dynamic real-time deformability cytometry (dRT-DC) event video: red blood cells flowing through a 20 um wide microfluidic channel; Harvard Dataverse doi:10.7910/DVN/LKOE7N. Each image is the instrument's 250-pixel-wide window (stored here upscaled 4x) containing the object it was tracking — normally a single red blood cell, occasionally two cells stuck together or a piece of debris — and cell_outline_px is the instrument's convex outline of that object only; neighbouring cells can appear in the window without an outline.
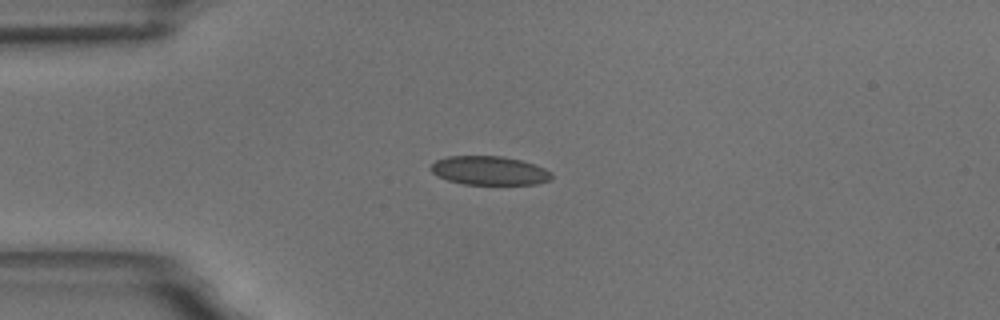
{"species": "common noctule bat (a hibernating species)", "species_latin": "Nyctalus noctula", "temperature_condition": "room temperature", "stored_images_in_passage": 9, "camera_frame_rate_fps": 3000, "um_per_image_px": 0.085, "animal": {"sex": "male", "body_mass_g": 18.8}, "frame": {"image": 1, "passage_image": 3, "time_ms": 2.333, "image_size_px": [1000, 320], "cell_outline_px": [[552, 180], [536, 184], [464, 184], [448, 180], [432, 172], [428, 168], [436, 160], [448, 156], [500, 156], [520, 160], [544, 168], [552, 172]], "centroid_in_image_um": [41.6, 14.5], "position_along_channel_um": 43.4, "area_um2": 20.17}}
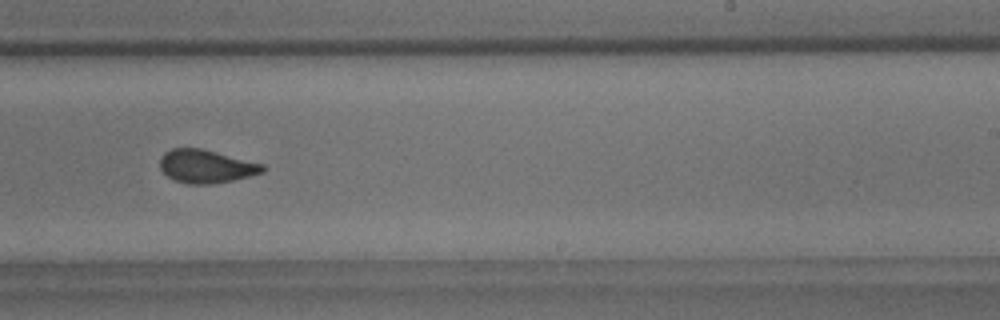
{"frame": {"image": 2, "passage_image": 9, "time_ms": 9.333, "image_size_px": [1000, 320], "cell_outline_px": [[264, 172], [232, 180], [212, 184], [188, 184], [176, 180], [168, 176], [160, 168], [160, 156], [164, 152], [172, 148], [200, 148], [264, 164]], "centroid_in_image_um": [17.5, 14.13], "position_along_channel_um": 271.5, "area_um2": 19.71}}